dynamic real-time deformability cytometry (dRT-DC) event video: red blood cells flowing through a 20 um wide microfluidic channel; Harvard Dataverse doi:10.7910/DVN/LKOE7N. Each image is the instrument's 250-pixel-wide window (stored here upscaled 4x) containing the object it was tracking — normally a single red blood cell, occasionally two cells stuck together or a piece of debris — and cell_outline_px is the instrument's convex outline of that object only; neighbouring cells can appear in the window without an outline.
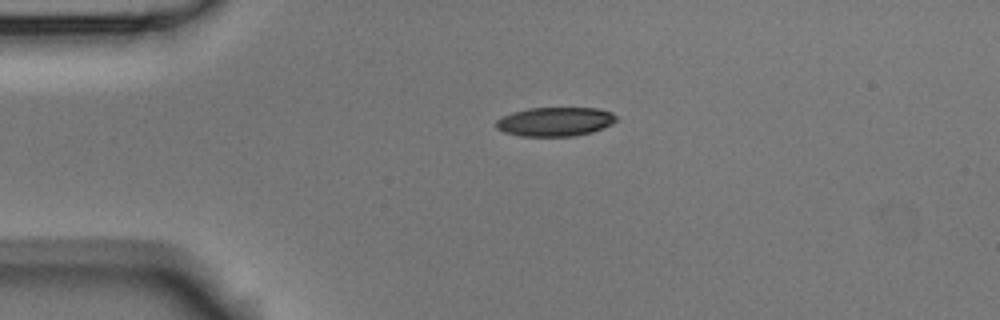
{"species": "Egyptian fruit bat (a non-hibernating species)", "species_latin": "Rousettus aegyptiacus", "temperature_condition": "room temperature", "stored_images_in_passage": 4, "camera_frame_rate_fps": 3000, "um_per_image_px": 0.085, "animal": {"sex": "male"}, "frame": {"image": 1, "passage_image": 3, "time_ms": 0.667, "image_size_px": [1000, 320], "cell_outline_px": [[616, 120], [612, 124], [592, 132], [572, 136], [520, 136], [504, 132], [496, 128], [496, 120], [512, 112], [528, 108], [596, 108], [612, 112], [616, 116]], "centroid_in_image_um": [47.18, 10.34], "position_along_channel_um": 37.8, "area_um2": 20.29}}